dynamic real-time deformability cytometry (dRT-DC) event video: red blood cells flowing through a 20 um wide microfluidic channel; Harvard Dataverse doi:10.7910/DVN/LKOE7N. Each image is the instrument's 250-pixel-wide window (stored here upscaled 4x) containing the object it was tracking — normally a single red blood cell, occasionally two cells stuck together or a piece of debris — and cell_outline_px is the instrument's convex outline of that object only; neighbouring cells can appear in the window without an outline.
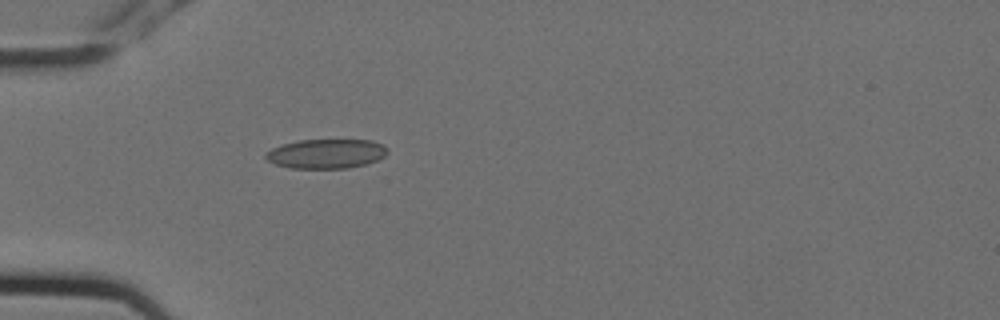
{"species": "Egyptian fruit bat (a non-hibernating species)", "species_latin": "Rousettus aegyptiacus", "temperature_condition": "cold", "stored_images_in_passage": 5, "camera_frame_rate_fps": 3000, "um_per_image_px": 0.085, "animal": {"sex": "female"}, "frame": {"image": 1, "passage_image": 5, "time_ms": 1.333, "image_size_px": [1000, 320], "cell_outline_px": [[388, 152], [384, 156], [376, 160], [364, 164], [348, 168], [288, 168], [276, 164], [268, 160], [264, 156], [272, 148], [284, 144], [300, 140], [372, 140], [388, 148]], "centroid_in_image_um": [27.73, 13.07], "position_along_channel_um": 57.3, "area_um2": 20.63}}